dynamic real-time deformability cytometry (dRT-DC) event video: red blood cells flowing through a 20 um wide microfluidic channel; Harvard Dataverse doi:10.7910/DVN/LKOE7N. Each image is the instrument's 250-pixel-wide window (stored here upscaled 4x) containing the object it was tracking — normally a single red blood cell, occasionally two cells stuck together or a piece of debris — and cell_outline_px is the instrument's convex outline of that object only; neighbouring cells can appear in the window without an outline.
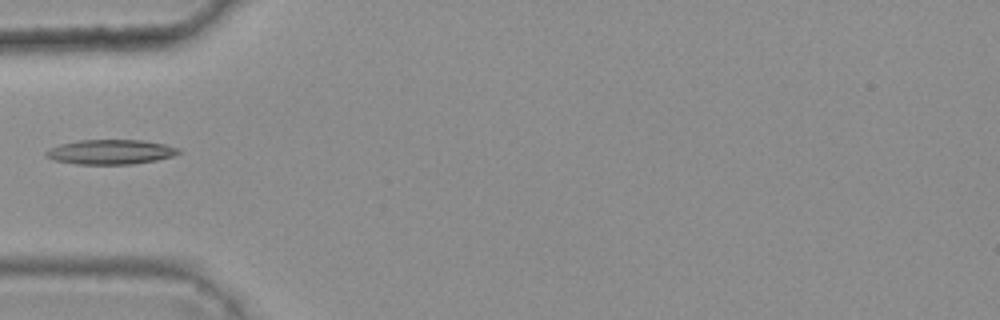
{"species": "common noctule bat (a hibernating species)", "species_latin": "Nyctalus noctula", "temperature_condition": "warm", "stored_images_in_passage": 4, "camera_frame_rate_fps": 3000, "um_per_image_px": 0.085, "animal": {"sex": "female", "body_mass_g": 25.1}, "frame": {"image": 1, "passage_image": 4, "time_ms": 1.0, "image_size_px": [1000, 320], "cell_outline_px": [[180, 152], [172, 156], [156, 160], [132, 164], [76, 164], [52, 160], [44, 156], [44, 152], [48, 148], [60, 144], [80, 140], [144, 140], [164, 144], [180, 148]], "centroid_in_image_um": [9.35, 12.91], "position_along_channel_um": 75.7, "area_um2": 19.19}}